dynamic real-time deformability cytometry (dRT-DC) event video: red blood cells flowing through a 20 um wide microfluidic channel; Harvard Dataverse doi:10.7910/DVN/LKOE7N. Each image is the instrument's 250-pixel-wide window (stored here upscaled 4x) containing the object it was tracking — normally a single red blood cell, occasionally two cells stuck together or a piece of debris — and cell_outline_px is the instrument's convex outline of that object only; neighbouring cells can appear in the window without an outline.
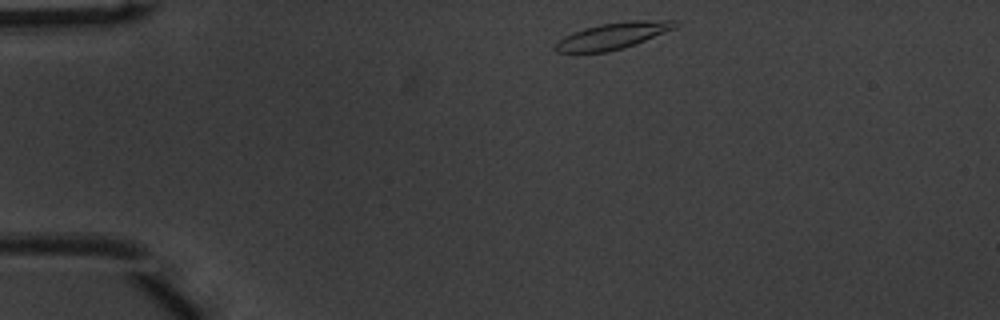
{"species": "common noctule bat (a hibernating species)", "species_latin": "Nyctalus noctula", "temperature_condition": "warm", "stored_images_in_passage": 42, "camera_frame_rate_fps": 3000, "um_per_image_px": 0.085, "animal": {"sex": "male", "body_mass_g": 20.1, "forearm_length_mm": 53.5}, "frame": {"image": 1, "passage_image": 1, "time_ms": 0.0, "image_size_px": [1000, 320], "cell_outline_px": [[680, 24], [676, 28], [624, 48], [608, 52], [556, 52], [552, 48], [564, 36], [584, 28], [600, 24], [632, 20], [676, 20]], "centroid_in_image_um": [52.12, 3.04], "position_along_channel_um": 32.9, "area_um2": 18.44}}
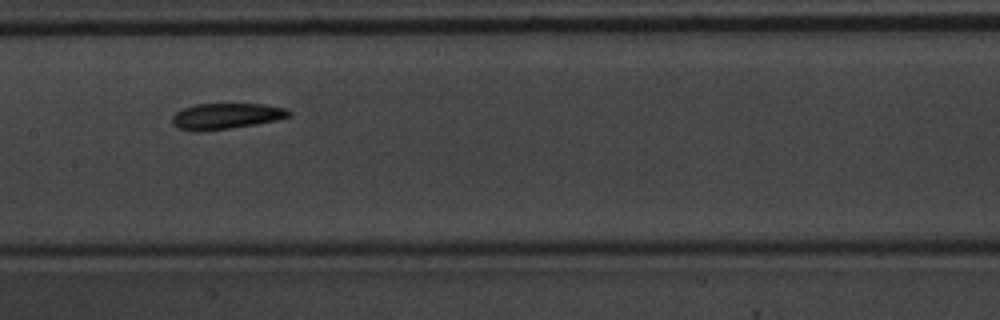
{"frame": {"image": 2, "passage_image": 17, "time_ms": 5.333, "image_size_px": [1000, 320], "cell_outline_px": [[292, 116], [276, 120], [232, 128], [196, 132], [180, 128], [172, 124], [172, 116], [176, 112], [184, 108], [196, 104], [264, 104], [284, 108], [292, 112]], "centroid_in_image_um": [19.22, 9.87], "position_along_channel_um": 188.2, "area_um2": 17.57}}
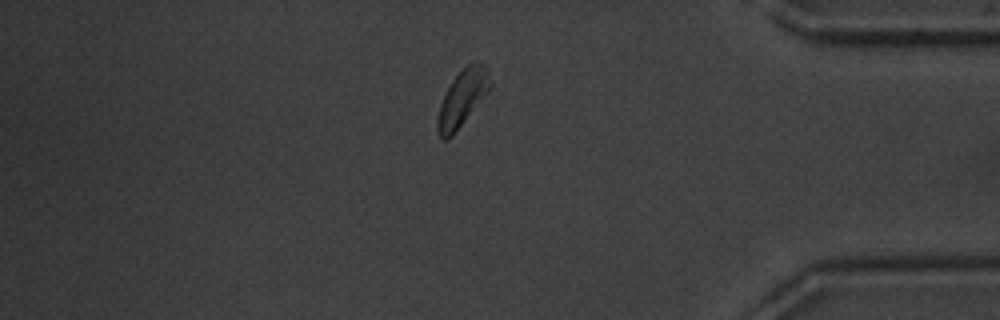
{"frame": {"image": 3, "passage_image": 35, "time_ms": 11.333, "image_size_px": [1000, 320], "cell_outline_px": [[492, 84], [488, 92], [452, 136], [448, 140], [444, 140], [440, 136], [436, 128], [436, 120], [440, 104], [452, 80], [472, 60], [480, 60], [484, 64], [488, 72]], "centroid_in_image_um": [39.31, 8.33], "position_along_channel_um": 395.9, "area_um2": 17.22}, "authors_computed_cell_mechanics": {"area_um2": 17.3689, "velocity_mm_per_s": 3.9045, "shape_relaxation_time_tau1_ms": 2.6433, "shape_relaxation_time_tau2_ms": 1.9913, "deformation_change_tau1": 0.129, "deformation_change_tau2": 0.0696}}